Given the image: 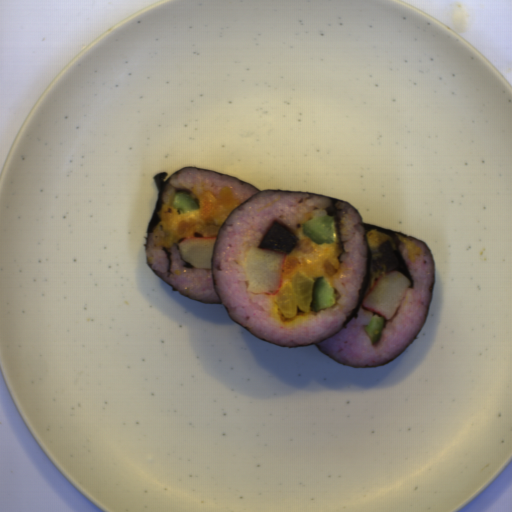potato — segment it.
Here are the masks:
<instances>
[{
	"instance_id": "obj_1",
	"label": "potato",
	"mask_w": 512,
	"mask_h": 512,
	"mask_svg": "<svg viewBox=\"0 0 512 512\" xmlns=\"http://www.w3.org/2000/svg\"><path fill=\"white\" fill-rule=\"evenodd\" d=\"M200 214L178 221L176 229L184 240L188 237L215 238L225 218L241 202L232 188H223L217 194L202 192L197 199Z\"/></svg>"
},
{
	"instance_id": "obj_2",
	"label": "potato",
	"mask_w": 512,
	"mask_h": 512,
	"mask_svg": "<svg viewBox=\"0 0 512 512\" xmlns=\"http://www.w3.org/2000/svg\"><path fill=\"white\" fill-rule=\"evenodd\" d=\"M314 281L306 272L298 271L274 295L275 304L286 318L310 313Z\"/></svg>"
},
{
	"instance_id": "obj_3",
	"label": "potato",
	"mask_w": 512,
	"mask_h": 512,
	"mask_svg": "<svg viewBox=\"0 0 512 512\" xmlns=\"http://www.w3.org/2000/svg\"><path fill=\"white\" fill-rule=\"evenodd\" d=\"M297 243L298 237L294 230L280 221L272 220L257 247L273 253L290 255L296 249Z\"/></svg>"
},
{
	"instance_id": "obj_4",
	"label": "potato",
	"mask_w": 512,
	"mask_h": 512,
	"mask_svg": "<svg viewBox=\"0 0 512 512\" xmlns=\"http://www.w3.org/2000/svg\"><path fill=\"white\" fill-rule=\"evenodd\" d=\"M379 253L388 268V272H399L410 282L408 287H413L414 277L396 242L385 241L379 244Z\"/></svg>"
},
{
	"instance_id": "obj_5",
	"label": "potato",
	"mask_w": 512,
	"mask_h": 512,
	"mask_svg": "<svg viewBox=\"0 0 512 512\" xmlns=\"http://www.w3.org/2000/svg\"><path fill=\"white\" fill-rule=\"evenodd\" d=\"M369 269L371 272V276H373L376 279H379L386 272H389V269L380 252L372 254L370 258Z\"/></svg>"
}]
</instances>
